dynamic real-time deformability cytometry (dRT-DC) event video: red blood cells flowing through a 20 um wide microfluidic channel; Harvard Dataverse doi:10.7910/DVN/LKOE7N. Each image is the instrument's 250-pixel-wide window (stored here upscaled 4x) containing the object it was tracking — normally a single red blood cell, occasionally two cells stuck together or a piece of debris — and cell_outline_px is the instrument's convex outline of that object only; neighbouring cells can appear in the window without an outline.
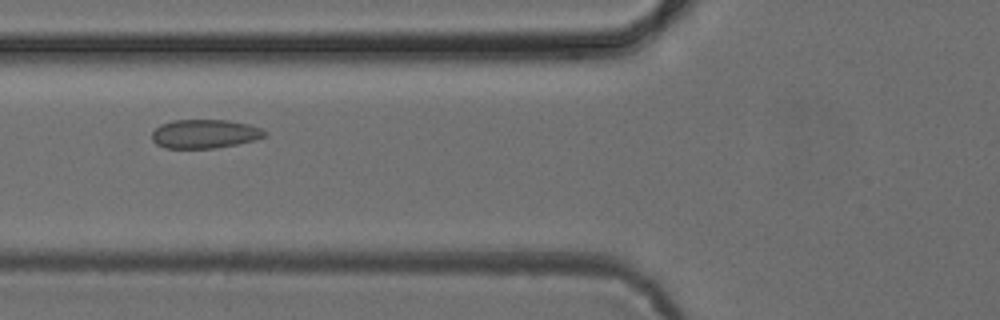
{"species": "common noctule bat (a hibernating species)", "species_latin": "Nyctalus noctula", "temperature_condition": "cold", "stored_images_in_passage": 6, "camera_frame_rate_fps": 3000, "um_per_image_px": 0.085, "animal": {"sex": "female", "body_mass_g": 24.6, "forearm_length_mm": 56.2}, "frame": {"image": 1, "passage_image": 4, "time_ms": 5.0, "image_size_px": [1000, 320], "cell_outline_px": [[268, 136], [256, 140], [216, 148], [164, 148], [156, 144], [152, 140], [152, 132], [160, 124], [172, 120], [228, 120], [248, 124], [260, 128], [268, 132]], "centroid_in_image_um": [17.41, 11.38], "position_along_channel_um": 108.4, "area_um2": 19.13}}
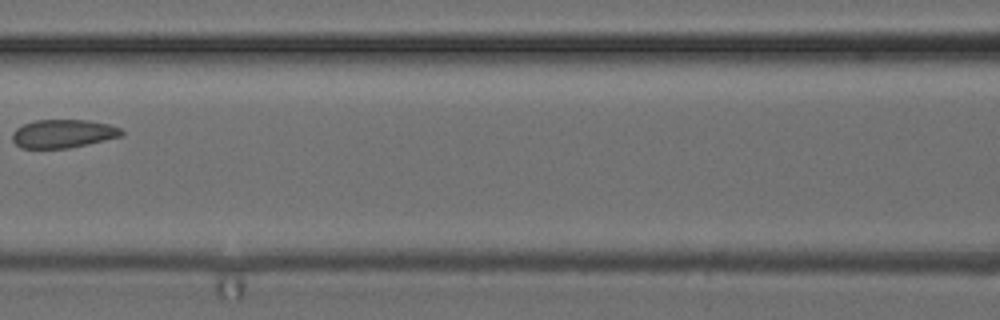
{"frame": {"image": 2, "passage_image": 5, "time_ms": 6.333, "image_size_px": [1000, 320], "cell_outline_px": [[124, 136], [88, 144], [68, 148], [20, 148], [12, 140], [12, 132], [16, 128], [24, 124], [36, 120], [88, 120], [108, 124], [120, 128], [124, 132]], "centroid_in_image_um": [5.37, 11.36], "position_along_channel_um": 161.2, "area_um2": 18.15}}
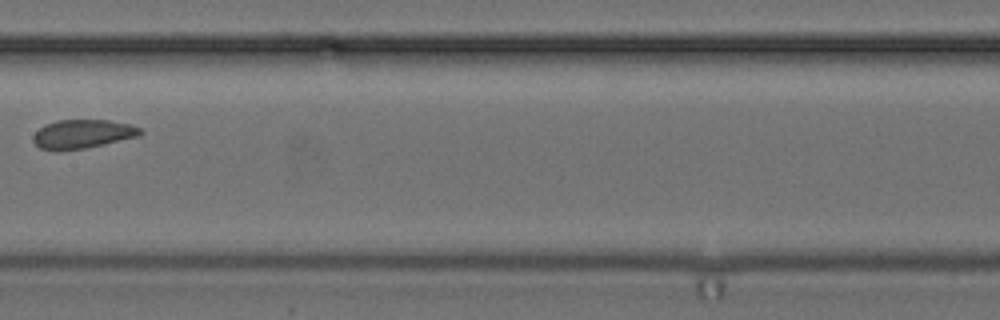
{"frame": {"image": 3, "passage_image": 6, "time_ms": 7.333, "image_size_px": [1000, 320], "cell_outline_px": [[144, 132], [140, 136], [88, 148], [60, 152], [52, 152], [40, 148], [32, 140], [32, 136], [44, 124], [56, 120], [108, 120], [128, 124], [140, 128]], "centroid_in_image_um": [6.98, 11.42], "position_along_channel_um": 200.4, "area_um2": 18.44}}